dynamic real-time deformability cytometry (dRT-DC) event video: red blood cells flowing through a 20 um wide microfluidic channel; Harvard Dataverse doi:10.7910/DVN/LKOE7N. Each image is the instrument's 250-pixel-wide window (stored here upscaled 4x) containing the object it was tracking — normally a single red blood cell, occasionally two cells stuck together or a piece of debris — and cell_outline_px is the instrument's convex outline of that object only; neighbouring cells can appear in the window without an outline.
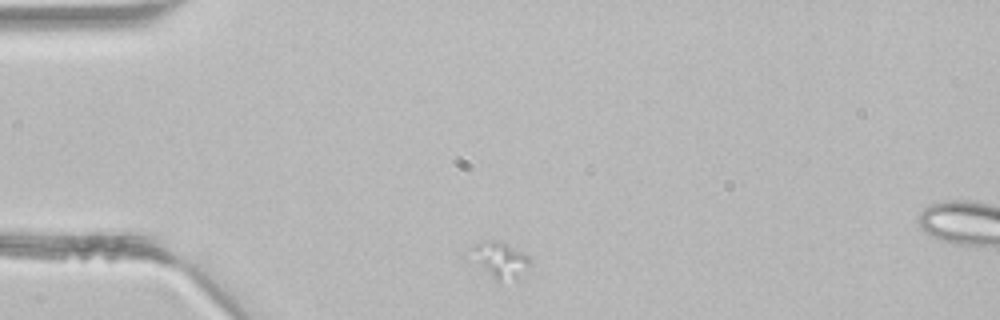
{"species": "common noctule bat (a hibernating species)", "species_latin": "Nyctalus noctula", "temperature_condition": "room temperature", "stored_images_in_passage": 2, "segment_of_instrument_passage": [1, 2], "camera_frame_rate_fps": 3000, "um_per_image_px": 0.085, "animal": {"sex": "male", "body_mass_g": 21.5, "forearm_length_mm": 52.0}, "frame": {"image": 1, "passage_image": 1, "time_ms": 0.0, "image_size_px": [1000, 320], "cell_outline_px": [[532, 264], [528, 268], [516, 276], [500, 280], [496, 280], [464, 260], [460, 256], [472, 244], [484, 240], [500, 240], [524, 252], [532, 260]], "centroid_in_image_um": [42.25, 22.01], "position_along_channel_um": 42.7, "area_um2": 13.53}}